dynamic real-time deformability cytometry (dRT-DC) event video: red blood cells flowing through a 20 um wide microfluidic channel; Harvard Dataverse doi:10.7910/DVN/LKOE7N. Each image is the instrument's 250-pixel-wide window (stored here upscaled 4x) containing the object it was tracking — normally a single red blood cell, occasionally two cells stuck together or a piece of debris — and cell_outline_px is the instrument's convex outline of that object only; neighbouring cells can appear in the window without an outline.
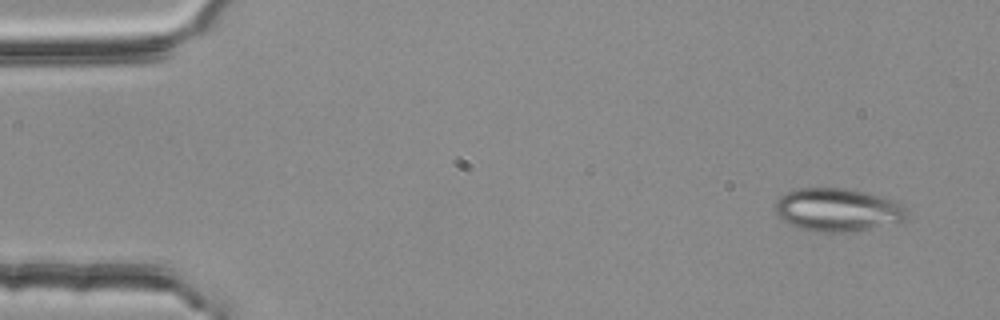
{"species": "common noctule bat (a hibernating species)", "species_latin": "Nyctalus noctula", "temperature_condition": "room temperature", "stored_images_in_passage": 51, "segment_of_instrument_passage": [1, 2], "camera_frame_rate_fps": 3000, "um_per_image_px": 0.085, "animal": {"sex": "female", "body_mass_g": 25.1}, "frame": {"image": 1, "passage_image": 1, "time_ms": 0.0, "image_size_px": [1000, 320], "cell_outline_px": [[908, 216], [904, 220], [852, 232], [816, 232], [800, 228], [784, 220], [776, 212], [776, 200], [784, 192], [800, 188], [844, 188], [864, 192], [896, 200], [908, 212]], "centroid_in_image_um": [71.19, 17.83], "position_along_channel_um": 13.8, "area_um2": 32.83}}